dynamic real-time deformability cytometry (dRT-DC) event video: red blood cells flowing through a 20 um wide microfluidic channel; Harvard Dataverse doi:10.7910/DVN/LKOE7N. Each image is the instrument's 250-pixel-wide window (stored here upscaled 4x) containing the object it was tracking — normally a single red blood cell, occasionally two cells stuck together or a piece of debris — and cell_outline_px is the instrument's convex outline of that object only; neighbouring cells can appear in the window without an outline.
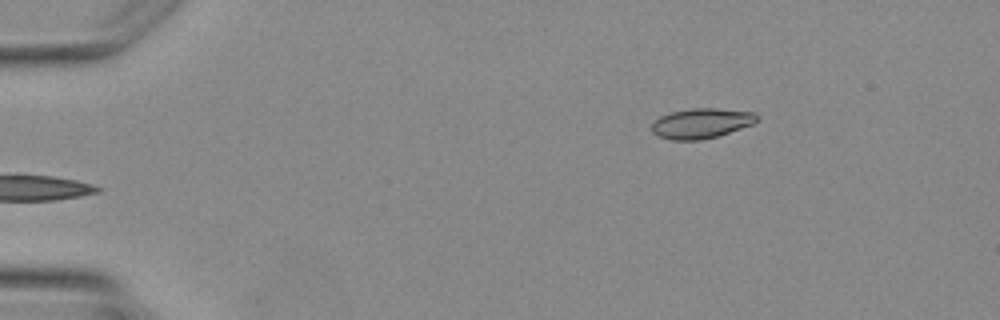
{"species": "Egyptian fruit bat (a non-hibernating species)", "species_latin": "Rousettus aegyptiacus", "temperature_condition": "warm", "stored_images_in_passage": 3, "camera_frame_rate_fps": 3000, "um_per_image_px": 0.085, "animal": {"sex": "female"}, "frame": {"image": 1, "passage_image": 3, "time_ms": 2.333, "image_size_px": [1000, 320], "cell_outline_px": [[760, 116], [752, 124], [716, 136], [700, 140], [672, 140], [656, 136], [652, 132], [652, 124], [660, 116], [672, 112], [692, 108], [716, 108], [756, 112]], "centroid_in_image_um": [59.6, 10.47], "position_along_channel_um": 25.4, "area_um2": 18.32}}